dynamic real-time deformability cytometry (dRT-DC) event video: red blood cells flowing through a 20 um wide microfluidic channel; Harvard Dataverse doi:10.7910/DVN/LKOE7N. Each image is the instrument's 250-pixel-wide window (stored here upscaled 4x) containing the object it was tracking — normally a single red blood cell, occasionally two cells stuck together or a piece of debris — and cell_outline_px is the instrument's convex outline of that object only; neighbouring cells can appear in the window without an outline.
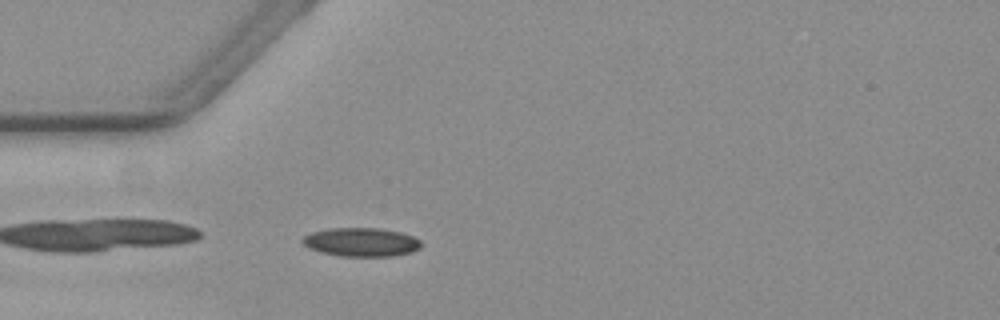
{"species": "common noctule bat (a hibernating species)", "species_latin": "Nyctalus noctula", "temperature_condition": "warm", "stored_images_in_passage": 43, "camera_frame_rate_fps": 3000, "um_per_image_px": 0.085, "animal": {"sex": "female", "body_mass_g": 19.3, "forearm_length_mm": 54.1}, "frame": {"image": 1, "passage_image": 2, "time_ms": 0.333, "image_size_px": [1000, 320], "cell_outline_px": [[420, 248], [412, 252], [392, 256], [340, 256], [320, 252], [308, 248], [300, 240], [304, 236], [312, 232], [332, 228], [376, 228], [400, 232], [412, 236], [420, 240]], "centroid_in_image_um": [30.68, 20.58], "position_along_channel_um": 54.3, "area_um2": 19.77}}
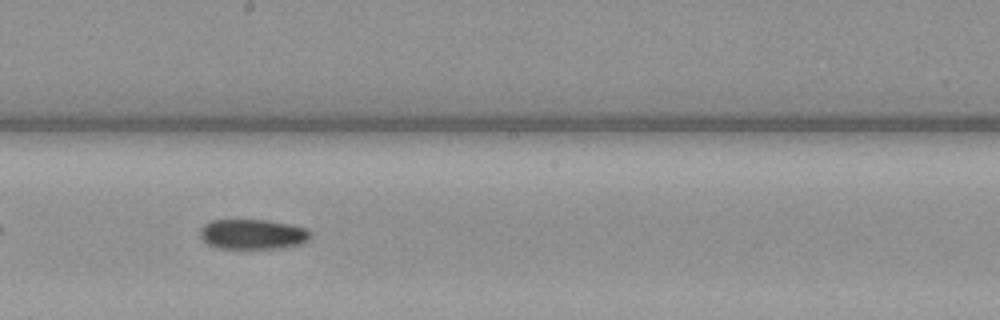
{"frame": {"image": 2, "passage_image": 17, "time_ms": 5.333, "image_size_px": [1000, 320], "cell_outline_px": [[312, 236], [308, 240], [300, 244], [284, 248], [216, 248], [208, 244], [200, 236], [200, 228], [208, 220], [268, 220], [308, 228], [312, 232]], "centroid_in_image_um": [21.5, 19.9], "position_along_channel_um": 226.7, "area_um2": 19.54}}
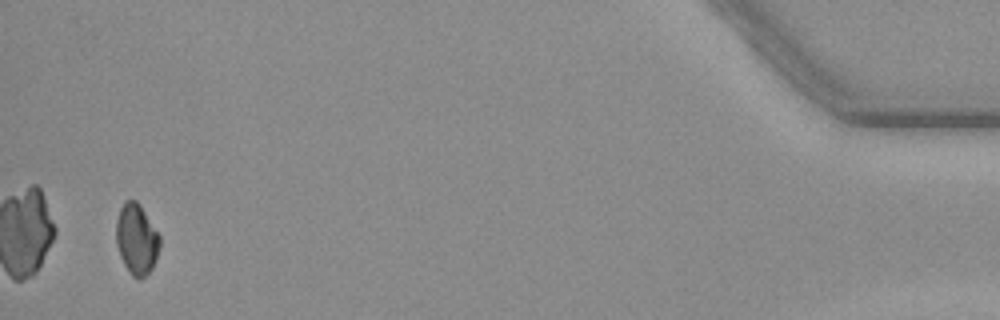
{"frame": {"image": 3, "passage_image": 41, "time_ms": 13.333, "image_size_px": [1000, 320], "cell_outline_px": [[160, 248], [156, 260], [152, 268], [140, 280], [132, 276], [124, 264], [120, 256], [116, 244], [116, 220], [120, 208], [128, 200], [136, 200], [140, 204], [160, 236]], "centroid_in_image_um": [11.61, 20.34], "position_along_channel_um": 423.6, "area_um2": 17.98}}